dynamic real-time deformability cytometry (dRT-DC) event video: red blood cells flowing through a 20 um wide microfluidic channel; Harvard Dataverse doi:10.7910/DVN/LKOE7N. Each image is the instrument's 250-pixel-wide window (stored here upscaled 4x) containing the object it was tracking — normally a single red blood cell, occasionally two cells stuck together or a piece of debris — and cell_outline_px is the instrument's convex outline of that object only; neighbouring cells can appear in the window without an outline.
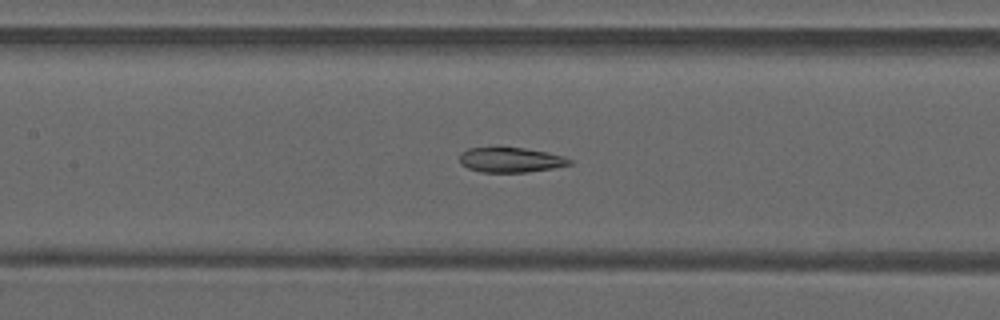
{"species": "common noctule bat (a hibernating species)", "species_latin": "Nyctalus noctula", "temperature_condition": "warm", "stored_images_in_passage": 49, "camera_frame_rate_fps": 3000, "um_per_image_px": 0.085, "animal": {"sex": "male", "forearm_length_mm": 52.5}, "frame": {"image": 1, "passage_image": 23, "time_ms": 7.333, "image_size_px": [1000, 320], "cell_outline_px": [[572, 164], [552, 168], [528, 172], [480, 172], [468, 168], [460, 164], [460, 152], [468, 148], [500, 144], [548, 152], [564, 156], [572, 160]], "centroid_in_image_um": [43.35, 13.54], "position_along_channel_um": 164.1, "area_um2": 16.76}}
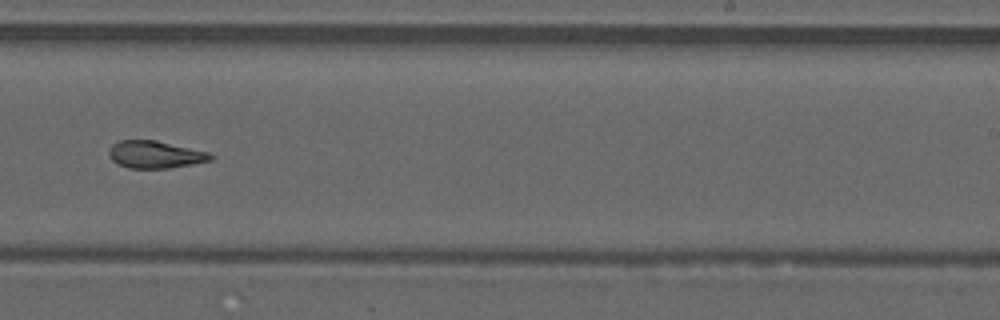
{"frame": {"image": 2, "passage_image": 31, "time_ms": 10.0, "image_size_px": [1000, 320], "cell_outline_px": [[212, 160], [192, 164], [168, 168], [128, 168], [112, 160], [108, 152], [112, 144], [120, 140], [156, 140], [208, 152], [212, 156]], "centroid_in_image_um": [13.17, 13.13], "position_along_channel_um": 275.8, "area_um2": 16.01}}
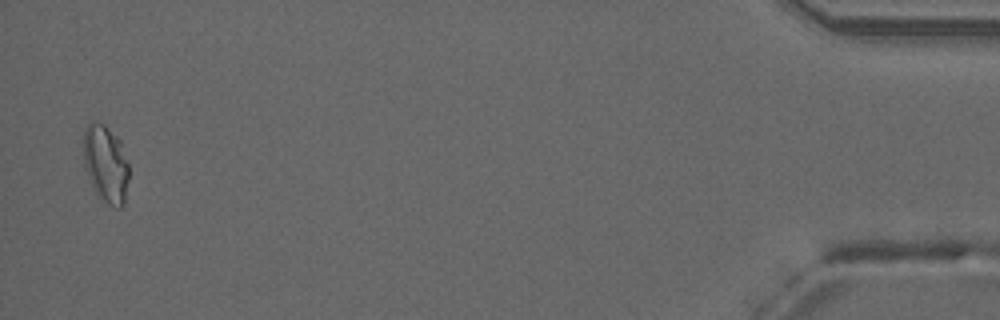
{"frame": {"image": 3, "passage_image": 48, "time_ms": 15.667, "image_size_px": [1000, 320], "cell_outline_px": [[128, 180], [124, 204], [120, 208], [116, 208], [108, 204], [96, 192], [84, 168], [84, 132], [88, 124], [92, 120], [104, 124], [120, 140], [128, 164]], "centroid_in_image_um": [8.99, 13.91], "position_along_channel_um": 426.2, "area_um2": 20.35}, "authors_computed_cell_mechanics": {"area_um2": 17.1088, "velocity_mm_per_s": 4.2164, "shape_relaxation_time_tau1_ms": null, "shape_relaxation_time_tau2_ms": 2.3278, "deformation_change_tau1": null, "deformation_change_tau2": 0.103}}